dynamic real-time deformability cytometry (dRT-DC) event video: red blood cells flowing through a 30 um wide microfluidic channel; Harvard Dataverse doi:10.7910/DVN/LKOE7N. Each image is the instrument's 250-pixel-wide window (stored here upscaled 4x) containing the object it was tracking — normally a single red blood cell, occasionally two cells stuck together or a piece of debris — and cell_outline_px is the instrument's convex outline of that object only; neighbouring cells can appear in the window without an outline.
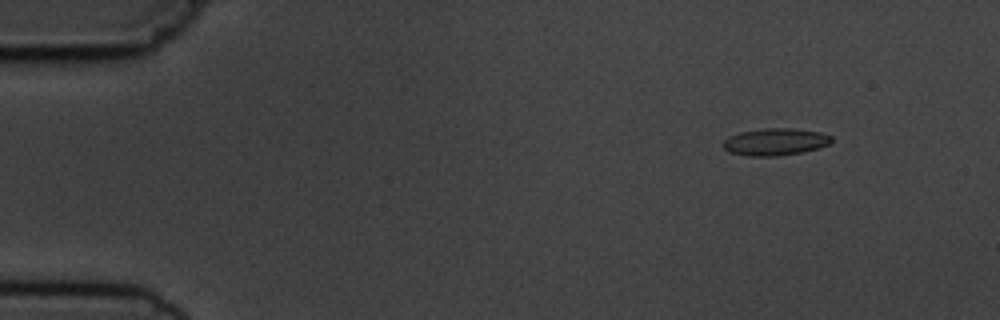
{"species": "common noctule bat (a hibernating species)", "species_latin": "Nyctalus noctula", "temperature_condition": "cold", "stored_images_in_passage": 6, "camera_frame_rate_fps": 3000, "um_per_image_px": 0.085, "animal": {"sex": "male", "body_mass_g": 19.5, "forearm_length_mm": 54.6}, "frame": {"image": 1, "passage_image": 2, "time_ms": 1.333, "image_size_px": [1000, 320], "cell_outline_px": [[832, 140], [828, 144], [820, 148], [804, 152], [776, 156], [748, 156], [728, 152], [720, 144], [728, 136], [740, 132], [764, 128], [792, 128], [820, 132], [832, 136]], "centroid_in_image_um": [65.87, 12.06], "position_along_channel_um": 19.1, "area_um2": 17.34}}
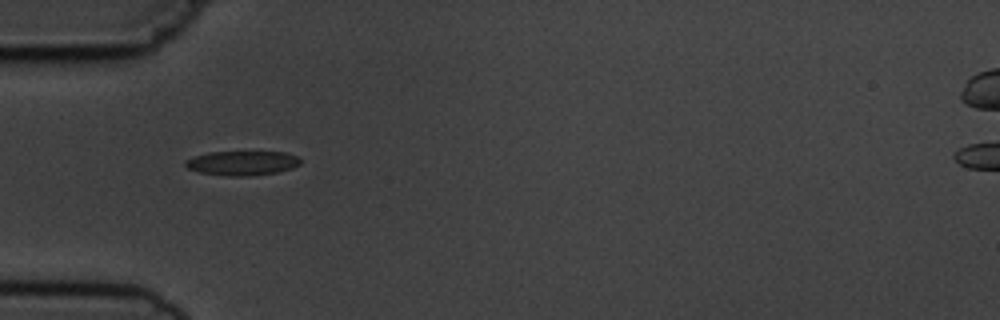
{"frame": {"image": 2, "passage_image": 5, "time_ms": 5.0, "image_size_px": [1000, 320], "cell_outline_px": [[300, 164], [292, 168], [276, 172], [252, 176], [228, 176], [200, 172], [188, 168], [184, 164], [184, 160], [192, 156], [208, 152], [284, 152], [300, 156]], "centroid_in_image_um": [20.58, 13.85], "position_along_channel_um": 64.4, "area_um2": 16.47}}
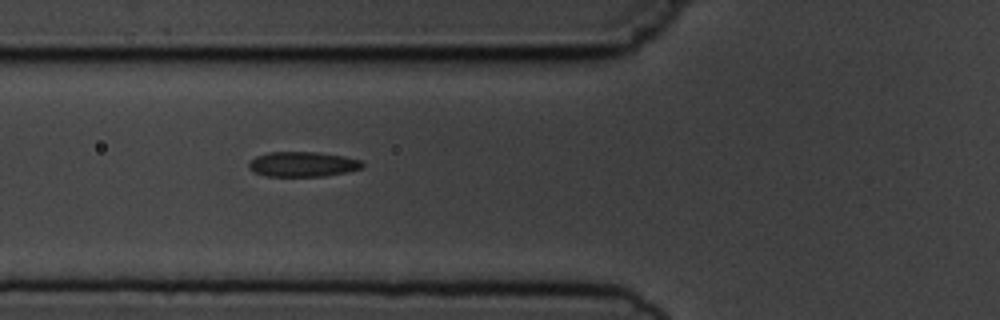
{"frame": {"image": 3, "passage_image": 6, "time_ms": 6.0, "image_size_px": [1000, 320], "cell_outline_px": [[364, 168], [324, 176], [268, 176], [256, 172], [248, 168], [248, 164], [256, 156], [268, 152], [316, 152], [344, 156], [360, 160], [364, 164]], "centroid_in_image_um": [25.74, 13.95], "position_along_channel_um": 100.1, "area_um2": 16.42}}